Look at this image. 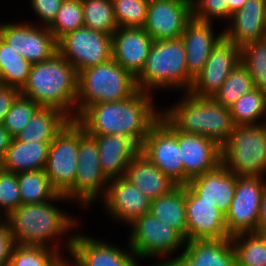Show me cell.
I'll return each mask as SVG.
<instances>
[{"mask_svg":"<svg viewBox=\"0 0 266 266\" xmlns=\"http://www.w3.org/2000/svg\"><path fill=\"white\" fill-rule=\"evenodd\" d=\"M152 100V93L138 90L127 99L91 104L75 121L87 135H123L141 147L150 128L162 115Z\"/></svg>","mask_w":266,"mask_h":266,"instance_id":"1","label":"cell"},{"mask_svg":"<svg viewBox=\"0 0 266 266\" xmlns=\"http://www.w3.org/2000/svg\"><path fill=\"white\" fill-rule=\"evenodd\" d=\"M61 200L68 201L64 195L58 194L48 202L22 204L3 217L13 235L15 244L43 246L59 251L63 255L64 253L58 248L60 244L57 243L59 239L57 237L70 233L72 228L78 226V220L54 204Z\"/></svg>","mask_w":266,"mask_h":266,"instance_id":"2","label":"cell"},{"mask_svg":"<svg viewBox=\"0 0 266 266\" xmlns=\"http://www.w3.org/2000/svg\"><path fill=\"white\" fill-rule=\"evenodd\" d=\"M20 92L40 107L59 109L75 120L78 73L59 53L49 60L34 63Z\"/></svg>","mask_w":266,"mask_h":266,"instance_id":"3","label":"cell"},{"mask_svg":"<svg viewBox=\"0 0 266 266\" xmlns=\"http://www.w3.org/2000/svg\"><path fill=\"white\" fill-rule=\"evenodd\" d=\"M184 95L178 104L163 107L162 114L179 131L202 135L222 147L235 127L230 110L212 97H197L188 91Z\"/></svg>","mask_w":266,"mask_h":266,"instance_id":"4","label":"cell"},{"mask_svg":"<svg viewBox=\"0 0 266 266\" xmlns=\"http://www.w3.org/2000/svg\"><path fill=\"white\" fill-rule=\"evenodd\" d=\"M193 78L188 74L186 51L182 38L153 41L141 73L136 77L138 90L172 88L187 92Z\"/></svg>","mask_w":266,"mask_h":266,"instance_id":"5","label":"cell"},{"mask_svg":"<svg viewBox=\"0 0 266 266\" xmlns=\"http://www.w3.org/2000/svg\"><path fill=\"white\" fill-rule=\"evenodd\" d=\"M138 91L136 78L113 58L78 73L76 117L89 105L109 103L133 96Z\"/></svg>","mask_w":266,"mask_h":266,"instance_id":"6","label":"cell"},{"mask_svg":"<svg viewBox=\"0 0 266 266\" xmlns=\"http://www.w3.org/2000/svg\"><path fill=\"white\" fill-rule=\"evenodd\" d=\"M221 153L222 164L235 175L264 177L266 123L235 126Z\"/></svg>","mask_w":266,"mask_h":266,"instance_id":"7","label":"cell"},{"mask_svg":"<svg viewBox=\"0 0 266 266\" xmlns=\"http://www.w3.org/2000/svg\"><path fill=\"white\" fill-rule=\"evenodd\" d=\"M129 226V248L140 258L170 256L184 249L186 239L173 227L164 224L151 212L135 219ZM184 245V246H182ZM179 249V250H178Z\"/></svg>","mask_w":266,"mask_h":266,"instance_id":"8","label":"cell"},{"mask_svg":"<svg viewBox=\"0 0 266 266\" xmlns=\"http://www.w3.org/2000/svg\"><path fill=\"white\" fill-rule=\"evenodd\" d=\"M109 179L99 162V151L95 140L79 125V150L76 179L73 188L65 195L67 199L89 206L95 199L105 197ZM86 205V206H85Z\"/></svg>","mask_w":266,"mask_h":266,"instance_id":"9","label":"cell"},{"mask_svg":"<svg viewBox=\"0 0 266 266\" xmlns=\"http://www.w3.org/2000/svg\"><path fill=\"white\" fill-rule=\"evenodd\" d=\"M79 124L71 120L50 143L45 166L51 186L66 195L74 186L78 165Z\"/></svg>","mask_w":266,"mask_h":266,"instance_id":"10","label":"cell"},{"mask_svg":"<svg viewBox=\"0 0 266 266\" xmlns=\"http://www.w3.org/2000/svg\"><path fill=\"white\" fill-rule=\"evenodd\" d=\"M140 152L177 185H184V164L179 160L178 129L163 114L150 128Z\"/></svg>","mask_w":266,"mask_h":266,"instance_id":"11","label":"cell"},{"mask_svg":"<svg viewBox=\"0 0 266 266\" xmlns=\"http://www.w3.org/2000/svg\"><path fill=\"white\" fill-rule=\"evenodd\" d=\"M57 45L58 53L77 73L112 58V35L85 26L62 36Z\"/></svg>","mask_w":266,"mask_h":266,"instance_id":"12","label":"cell"},{"mask_svg":"<svg viewBox=\"0 0 266 266\" xmlns=\"http://www.w3.org/2000/svg\"><path fill=\"white\" fill-rule=\"evenodd\" d=\"M263 178L236 175L234 198L225 215L227 232L230 236L257 232L261 197L266 187Z\"/></svg>","mask_w":266,"mask_h":266,"instance_id":"13","label":"cell"},{"mask_svg":"<svg viewBox=\"0 0 266 266\" xmlns=\"http://www.w3.org/2000/svg\"><path fill=\"white\" fill-rule=\"evenodd\" d=\"M0 37L27 61L39 63L58 53L57 40L47 26L34 23H1Z\"/></svg>","mask_w":266,"mask_h":266,"instance_id":"14","label":"cell"},{"mask_svg":"<svg viewBox=\"0 0 266 266\" xmlns=\"http://www.w3.org/2000/svg\"><path fill=\"white\" fill-rule=\"evenodd\" d=\"M65 244L75 266H139V257L130 248L120 249L86 234H72Z\"/></svg>","mask_w":266,"mask_h":266,"instance_id":"15","label":"cell"},{"mask_svg":"<svg viewBox=\"0 0 266 266\" xmlns=\"http://www.w3.org/2000/svg\"><path fill=\"white\" fill-rule=\"evenodd\" d=\"M241 62V47L224 37L212 49L202 71L188 92L197 97H213L229 73Z\"/></svg>","mask_w":266,"mask_h":266,"instance_id":"16","label":"cell"},{"mask_svg":"<svg viewBox=\"0 0 266 266\" xmlns=\"http://www.w3.org/2000/svg\"><path fill=\"white\" fill-rule=\"evenodd\" d=\"M191 19V0H150L143 28L153 41L177 39Z\"/></svg>","mask_w":266,"mask_h":266,"instance_id":"17","label":"cell"},{"mask_svg":"<svg viewBox=\"0 0 266 266\" xmlns=\"http://www.w3.org/2000/svg\"><path fill=\"white\" fill-rule=\"evenodd\" d=\"M187 241L230 238L225 215L215 202L202 201L186 185Z\"/></svg>","mask_w":266,"mask_h":266,"instance_id":"18","label":"cell"},{"mask_svg":"<svg viewBox=\"0 0 266 266\" xmlns=\"http://www.w3.org/2000/svg\"><path fill=\"white\" fill-rule=\"evenodd\" d=\"M180 161L184 164V185L192 178L212 171L222 163L221 147L211 139L178 130Z\"/></svg>","mask_w":266,"mask_h":266,"instance_id":"19","label":"cell"},{"mask_svg":"<svg viewBox=\"0 0 266 266\" xmlns=\"http://www.w3.org/2000/svg\"><path fill=\"white\" fill-rule=\"evenodd\" d=\"M103 199L106 213L126 225L150 212L151 199L125 177L109 179Z\"/></svg>","mask_w":266,"mask_h":266,"instance_id":"20","label":"cell"},{"mask_svg":"<svg viewBox=\"0 0 266 266\" xmlns=\"http://www.w3.org/2000/svg\"><path fill=\"white\" fill-rule=\"evenodd\" d=\"M152 43L144 28L118 27L112 35V58L136 78L144 68Z\"/></svg>","mask_w":266,"mask_h":266,"instance_id":"21","label":"cell"},{"mask_svg":"<svg viewBox=\"0 0 266 266\" xmlns=\"http://www.w3.org/2000/svg\"><path fill=\"white\" fill-rule=\"evenodd\" d=\"M229 25L223 30L224 38L238 47L265 39L266 0H247L243 7L233 13Z\"/></svg>","mask_w":266,"mask_h":266,"instance_id":"22","label":"cell"},{"mask_svg":"<svg viewBox=\"0 0 266 266\" xmlns=\"http://www.w3.org/2000/svg\"><path fill=\"white\" fill-rule=\"evenodd\" d=\"M212 22L192 18L182 33L188 74L194 79L204 68L212 49L224 37L223 30L214 35Z\"/></svg>","mask_w":266,"mask_h":266,"instance_id":"23","label":"cell"},{"mask_svg":"<svg viewBox=\"0 0 266 266\" xmlns=\"http://www.w3.org/2000/svg\"><path fill=\"white\" fill-rule=\"evenodd\" d=\"M202 201L215 202L226 215L230 209L236 189V175L222 163L212 171L192 178L186 184Z\"/></svg>","mask_w":266,"mask_h":266,"instance_id":"24","label":"cell"},{"mask_svg":"<svg viewBox=\"0 0 266 266\" xmlns=\"http://www.w3.org/2000/svg\"><path fill=\"white\" fill-rule=\"evenodd\" d=\"M99 151L100 167L108 179L125 177L131 160L140 152V147L123 135H89Z\"/></svg>","mask_w":266,"mask_h":266,"instance_id":"25","label":"cell"},{"mask_svg":"<svg viewBox=\"0 0 266 266\" xmlns=\"http://www.w3.org/2000/svg\"><path fill=\"white\" fill-rule=\"evenodd\" d=\"M125 178L148 198L155 199L168 194L177 184L162 173L142 152L129 163Z\"/></svg>","mask_w":266,"mask_h":266,"instance_id":"26","label":"cell"},{"mask_svg":"<svg viewBox=\"0 0 266 266\" xmlns=\"http://www.w3.org/2000/svg\"><path fill=\"white\" fill-rule=\"evenodd\" d=\"M49 147L50 143L23 142L13 137L0 161V167L14 173L44 170Z\"/></svg>","mask_w":266,"mask_h":266,"instance_id":"27","label":"cell"},{"mask_svg":"<svg viewBox=\"0 0 266 266\" xmlns=\"http://www.w3.org/2000/svg\"><path fill=\"white\" fill-rule=\"evenodd\" d=\"M71 120L59 109L40 107L15 138L23 142L51 143Z\"/></svg>","mask_w":266,"mask_h":266,"instance_id":"28","label":"cell"},{"mask_svg":"<svg viewBox=\"0 0 266 266\" xmlns=\"http://www.w3.org/2000/svg\"><path fill=\"white\" fill-rule=\"evenodd\" d=\"M182 250L196 266H237L231 237L186 241Z\"/></svg>","mask_w":266,"mask_h":266,"instance_id":"29","label":"cell"},{"mask_svg":"<svg viewBox=\"0 0 266 266\" xmlns=\"http://www.w3.org/2000/svg\"><path fill=\"white\" fill-rule=\"evenodd\" d=\"M150 212L176 229L187 241L186 185H177L168 194L152 199Z\"/></svg>","mask_w":266,"mask_h":266,"instance_id":"30","label":"cell"},{"mask_svg":"<svg viewBox=\"0 0 266 266\" xmlns=\"http://www.w3.org/2000/svg\"><path fill=\"white\" fill-rule=\"evenodd\" d=\"M32 65L0 37V84L21 90L28 80Z\"/></svg>","mask_w":266,"mask_h":266,"instance_id":"31","label":"cell"},{"mask_svg":"<svg viewBox=\"0 0 266 266\" xmlns=\"http://www.w3.org/2000/svg\"><path fill=\"white\" fill-rule=\"evenodd\" d=\"M22 204H39L54 199L58 193L51 186L45 170L17 173Z\"/></svg>","mask_w":266,"mask_h":266,"instance_id":"32","label":"cell"},{"mask_svg":"<svg viewBox=\"0 0 266 266\" xmlns=\"http://www.w3.org/2000/svg\"><path fill=\"white\" fill-rule=\"evenodd\" d=\"M237 266H266V233L231 236Z\"/></svg>","mask_w":266,"mask_h":266,"instance_id":"33","label":"cell"},{"mask_svg":"<svg viewBox=\"0 0 266 266\" xmlns=\"http://www.w3.org/2000/svg\"><path fill=\"white\" fill-rule=\"evenodd\" d=\"M229 110L235 126L266 123L260 120L266 117V92L253 89L240 97Z\"/></svg>","mask_w":266,"mask_h":266,"instance_id":"34","label":"cell"},{"mask_svg":"<svg viewBox=\"0 0 266 266\" xmlns=\"http://www.w3.org/2000/svg\"><path fill=\"white\" fill-rule=\"evenodd\" d=\"M254 84L246 67L240 62L227 76L224 84L213 95V99L224 106L230 108L240 97L251 92Z\"/></svg>","mask_w":266,"mask_h":266,"instance_id":"35","label":"cell"},{"mask_svg":"<svg viewBox=\"0 0 266 266\" xmlns=\"http://www.w3.org/2000/svg\"><path fill=\"white\" fill-rule=\"evenodd\" d=\"M84 26L113 35L118 29L112 0H81Z\"/></svg>","mask_w":266,"mask_h":266,"instance_id":"36","label":"cell"},{"mask_svg":"<svg viewBox=\"0 0 266 266\" xmlns=\"http://www.w3.org/2000/svg\"><path fill=\"white\" fill-rule=\"evenodd\" d=\"M64 258L47 247L15 244L8 266H57Z\"/></svg>","mask_w":266,"mask_h":266,"instance_id":"37","label":"cell"},{"mask_svg":"<svg viewBox=\"0 0 266 266\" xmlns=\"http://www.w3.org/2000/svg\"><path fill=\"white\" fill-rule=\"evenodd\" d=\"M241 63L251 75L254 88L266 92V39L244 45Z\"/></svg>","mask_w":266,"mask_h":266,"instance_id":"38","label":"cell"},{"mask_svg":"<svg viewBox=\"0 0 266 266\" xmlns=\"http://www.w3.org/2000/svg\"><path fill=\"white\" fill-rule=\"evenodd\" d=\"M84 26L81 0H63L56 19L48 27L58 41L65 34Z\"/></svg>","mask_w":266,"mask_h":266,"instance_id":"39","label":"cell"},{"mask_svg":"<svg viewBox=\"0 0 266 266\" xmlns=\"http://www.w3.org/2000/svg\"><path fill=\"white\" fill-rule=\"evenodd\" d=\"M150 0H112L118 27L143 28Z\"/></svg>","mask_w":266,"mask_h":266,"instance_id":"40","label":"cell"},{"mask_svg":"<svg viewBox=\"0 0 266 266\" xmlns=\"http://www.w3.org/2000/svg\"><path fill=\"white\" fill-rule=\"evenodd\" d=\"M39 108L40 106L31 98L20 94L6 114L4 128L12 137H15L25 128Z\"/></svg>","mask_w":266,"mask_h":266,"instance_id":"41","label":"cell"},{"mask_svg":"<svg viewBox=\"0 0 266 266\" xmlns=\"http://www.w3.org/2000/svg\"><path fill=\"white\" fill-rule=\"evenodd\" d=\"M22 205L17 173L6 171L0 167V212L6 217L14 209ZM3 212H2V211Z\"/></svg>","mask_w":266,"mask_h":266,"instance_id":"42","label":"cell"},{"mask_svg":"<svg viewBox=\"0 0 266 266\" xmlns=\"http://www.w3.org/2000/svg\"><path fill=\"white\" fill-rule=\"evenodd\" d=\"M192 18L213 22L215 18L229 20V0H191Z\"/></svg>","mask_w":266,"mask_h":266,"instance_id":"43","label":"cell"},{"mask_svg":"<svg viewBox=\"0 0 266 266\" xmlns=\"http://www.w3.org/2000/svg\"><path fill=\"white\" fill-rule=\"evenodd\" d=\"M62 2L63 0H30V5L41 19V25L49 27L56 19Z\"/></svg>","mask_w":266,"mask_h":266,"instance_id":"44","label":"cell"},{"mask_svg":"<svg viewBox=\"0 0 266 266\" xmlns=\"http://www.w3.org/2000/svg\"><path fill=\"white\" fill-rule=\"evenodd\" d=\"M15 246L13 235L8 224L0 221V266H8L12 250Z\"/></svg>","mask_w":266,"mask_h":266,"instance_id":"45","label":"cell"},{"mask_svg":"<svg viewBox=\"0 0 266 266\" xmlns=\"http://www.w3.org/2000/svg\"><path fill=\"white\" fill-rule=\"evenodd\" d=\"M20 94L18 88L0 84V124H3L6 114Z\"/></svg>","mask_w":266,"mask_h":266,"instance_id":"46","label":"cell"},{"mask_svg":"<svg viewBox=\"0 0 266 266\" xmlns=\"http://www.w3.org/2000/svg\"><path fill=\"white\" fill-rule=\"evenodd\" d=\"M151 266H196L183 252L177 255V257L172 259H165L160 263H156Z\"/></svg>","mask_w":266,"mask_h":266,"instance_id":"47","label":"cell"},{"mask_svg":"<svg viewBox=\"0 0 266 266\" xmlns=\"http://www.w3.org/2000/svg\"><path fill=\"white\" fill-rule=\"evenodd\" d=\"M257 232L266 233V187L263 190L262 197H261Z\"/></svg>","mask_w":266,"mask_h":266,"instance_id":"48","label":"cell"},{"mask_svg":"<svg viewBox=\"0 0 266 266\" xmlns=\"http://www.w3.org/2000/svg\"><path fill=\"white\" fill-rule=\"evenodd\" d=\"M12 138L13 137L4 128L3 124H0V161L3 159Z\"/></svg>","mask_w":266,"mask_h":266,"instance_id":"49","label":"cell"},{"mask_svg":"<svg viewBox=\"0 0 266 266\" xmlns=\"http://www.w3.org/2000/svg\"><path fill=\"white\" fill-rule=\"evenodd\" d=\"M247 0H229V19L233 13L240 10Z\"/></svg>","mask_w":266,"mask_h":266,"instance_id":"50","label":"cell"}]
</instances>
